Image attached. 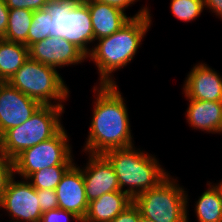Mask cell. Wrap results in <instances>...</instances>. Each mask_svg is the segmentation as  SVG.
Masks as SVG:
<instances>
[{
	"label": "cell",
	"mask_w": 222,
	"mask_h": 222,
	"mask_svg": "<svg viewBox=\"0 0 222 222\" xmlns=\"http://www.w3.org/2000/svg\"><path fill=\"white\" fill-rule=\"evenodd\" d=\"M14 176L13 160L0 152V199L6 191L10 179Z\"/></svg>",
	"instance_id": "24"
},
{
	"label": "cell",
	"mask_w": 222,
	"mask_h": 222,
	"mask_svg": "<svg viewBox=\"0 0 222 222\" xmlns=\"http://www.w3.org/2000/svg\"><path fill=\"white\" fill-rule=\"evenodd\" d=\"M119 84L92 86V118L82 153L103 154L111 149L135 145L126 97Z\"/></svg>",
	"instance_id": "1"
},
{
	"label": "cell",
	"mask_w": 222,
	"mask_h": 222,
	"mask_svg": "<svg viewBox=\"0 0 222 222\" xmlns=\"http://www.w3.org/2000/svg\"><path fill=\"white\" fill-rule=\"evenodd\" d=\"M29 58L59 70L63 67L81 65L87 55L75 44L64 38L47 37L28 47Z\"/></svg>",
	"instance_id": "10"
},
{
	"label": "cell",
	"mask_w": 222,
	"mask_h": 222,
	"mask_svg": "<svg viewBox=\"0 0 222 222\" xmlns=\"http://www.w3.org/2000/svg\"><path fill=\"white\" fill-rule=\"evenodd\" d=\"M206 190L201 192L192 206L197 222H222V196L216 186L207 180Z\"/></svg>",
	"instance_id": "19"
},
{
	"label": "cell",
	"mask_w": 222,
	"mask_h": 222,
	"mask_svg": "<svg viewBox=\"0 0 222 222\" xmlns=\"http://www.w3.org/2000/svg\"><path fill=\"white\" fill-rule=\"evenodd\" d=\"M140 218L141 213L139 208L132 203L111 222H140Z\"/></svg>",
	"instance_id": "28"
},
{
	"label": "cell",
	"mask_w": 222,
	"mask_h": 222,
	"mask_svg": "<svg viewBox=\"0 0 222 222\" xmlns=\"http://www.w3.org/2000/svg\"><path fill=\"white\" fill-rule=\"evenodd\" d=\"M71 166H51L31 174L27 180L36 190L54 189Z\"/></svg>",
	"instance_id": "21"
},
{
	"label": "cell",
	"mask_w": 222,
	"mask_h": 222,
	"mask_svg": "<svg viewBox=\"0 0 222 222\" xmlns=\"http://www.w3.org/2000/svg\"><path fill=\"white\" fill-rule=\"evenodd\" d=\"M9 9H28L37 11L45 8L48 0H4Z\"/></svg>",
	"instance_id": "27"
},
{
	"label": "cell",
	"mask_w": 222,
	"mask_h": 222,
	"mask_svg": "<svg viewBox=\"0 0 222 222\" xmlns=\"http://www.w3.org/2000/svg\"><path fill=\"white\" fill-rule=\"evenodd\" d=\"M88 5L92 20V29L94 33V43L104 37L112 35L122 28L132 17L144 16L151 12V6L145 4L132 16L126 14L122 9L100 3L97 1L88 0L85 2Z\"/></svg>",
	"instance_id": "15"
},
{
	"label": "cell",
	"mask_w": 222,
	"mask_h": 222,
	"mask_svg": "<svg viewBox=\"0 0 222 222\" xmlns=\"http://www.w3.org/2000/svg\"><path fill=\"white\" fill-rule=\"evenodd\" d=\"M151 12L132 17L122 28L108 37L96 40L87 61L95 64L98 80L94 84H117L115 72L133 62L151 28ZM141 45V46H140Z\"/></svg>",
	"instance_id": "2"
},
{
	"label": "cell",
	"mask_w": 222,
	"mask_h": 222,
	"mask_svg": "<svg viewBox=\"0 0 222 222\" xmlns=\"http://www.w3.org/2000/svg\"><path fill=\"white\" fill-rule=\"evenodd\" d=\"M41 104L8 82H0V136L28 120Z\"/></svg>",
	"instance_id": "11"
},
{
	"label": "cell",
	"mask_w": 222,
	"mask_h": 222,
	"mask_svg": "<svg viewBox=\"0 0 222 222\" xmlns=\"http://www.w3.org/2000/svg\"><path fill=\"white\" fill-rule=\"evenodd\" d=\"M75 162L62 176L60 183L55 188L59 208L70 211L78 216L81 221L85 218L89 202L86 198L85 181L81 165Z\"/></svg>",
	"instance_id": "14"
},
{
	"label": "cell",
	"mask_w": 222,
	"mask_h": 222,
	"mask_svg": "<svg viewBox=\"0 0 222 222\" xmlns=\"http://www.w3.org/2000/svg\"><path fill=\"white\" fill-rule=\"evenodd\" d=\"M65 108L41 105L28 120L0 136V152L13 160L23 150L52 138L63 127Z\"/></svg>",
	"instance_id": "4"
},
{
	"label": "cell",
	"mask_w": 222,
	"mask_h": 222,
	"mask_svg": "<svg viewBox=\"0 0 222 222\" xmlns=\"http://www.w3.org/2000/svg\"><path fill=\"white\" fill-rule=\"evenodd\" d=\"M92 1H97L100 3L112 5L126 12L130 7H132L135 4V2L137 3L140 0H92Z\"/></svg>",
	"instance_id": "31"
},
{
	"label": "cell",
	"mask_w": 222,
	"mask_h": 222,
	"mask_svg": "<svg viewBox=\"0 0 222 222\" xmlns=\"http://www.w3.org/2000/svg\"><path fill=\"white\" fill-rule=\"evenodd\" d=\"M178 180L170 174L157 187L137 195L133 203L141 216L154 222H189L190 196Z\"/></svg>",
	"instance_id": "6"
},
{
	"label": "cell",
	"mask_w": 222,
	"mask_h": 222,
	"mask_svg": "<svg viewBox=\"0 0 222 222\" xmlns=\"http://www.w3.org/2000/svg\"><path fill=\"white\" fill-rule=\"evenodd\" d=\"M42 212L59 208L58 197L54 189L36 190Z\"/></svg>",
	"instance_id": "26"
},
{
	"label": "cell",
	"mask_w": 222,
	"mask_h": 222,
	"mask_svg": "<svg viewBox=\"0 0 222 222\" xmlns=\"http://www.w3.org/2000/svg\"><path fill=\"white\" fill-rule=\"evenodd\" d=\"M140 222H154V221L141 216Z\"/></svg>",
	"instance_id": "33"
},
{
	"label": "cell",
	"mask_w": 222,
	"mask_h": 222,
	"mask_svg": "<svg viewBox=\"0 0 222 222\" xmlns=\"http://www.w3.org/2000/svg\"><path fill=\"white\" fill-rule=\"evenodd\" d=\"M185 100L188 101V107L184 115L191 130L222 134V101Z\"/></svg>",
	"instance_id": "16"
},
{
	"label": "cell",
	"mask_w": 222,
	"mask_h": 222,
	"mask_svg": "<svg viewBox=\"0 0 222 222\" xmlns=\"http://www.w3.org/2000/svg\"><path fill=\"white\" fill-rule=\"evenodd\" d=\"M16 179L15 175L10 179L0 199V210L11 219L8 222H40L43 212L36 189L27 179Z\"/></svg>",
	"instance_id": "9"
},
{
	"label": "cell",
	"mask_w": 222,
	"mask_h": 222,
	"mask_svg": "<svg viewBox=\"0 0 222 222\" xmlns=\"http://www.w3.org/2000/svg\"><path fill=\"white\" fill-rule=\"evenodd\" d=\"M28 58L26 45L0 38V82H8Z\"/></svg>",
	"instance_id": "18"
},
{
	"label": "cell",
	"mask_w": 222,
	"mask_h": 222,
	"mask_svg": "<svg viewBox=\"0 0 222 222\" xmlns=\"http://www.w3.org/2000/svg\"><path fill=\"white\" fill-rule=\"evenodd\" d=\"M137 146L111 149L102 155L110 162L117 175L120 191L132 199L157 187L170 175L155 153L151 154Z\"/></svg>",
	"instance_id": "3"
},
{
	"label": "cell",
	"mask_w": 222,
	"mask_h": 222,
	"mask_svg": "<svg viewBox=\"0 0 222 222\" xmlns=\"http://www.w3.org/2000/svg\"><path fill=\"white\" fill-rule=\"evenodd\" d=\"M9 8L4 0H0V38L5 36L8 25Z\"/></svg>",
	"instance_id": "29"
},
{
	"label": "cell",
	"mask_w": 222,
	"mask_h": 222,
	"mask_svg": "<svg viewBox=\"0 0 222 222\" xmlns=\"http://www.w3.org/2000/svg\"><path fill=\"white\" fill-rule=\"evenodd\" d=\"M34 12L28 9H9L6 40L27 46V38Z\"/></svg>",
	"instance_id": "20"
},
{
	"label": "cell",
	"mask_w": 222,
	"mask_h": 222,
	"mask_svg": "<svg viewBox=\"0 0 222 222\" xmlns=\"http://www.w3.org/2000/svg\"><path fill=\"white\" fill-rule=\"evenodd\" d=\"M86 164L81 165L88 202L105 193L120 191L117 175L110 162L102 154H88ZM83 166V167H82Z\"/></svg>",
	"instance_id": "13"
},
{
	"label": "cell",
	"mask_w": 222,
	"mask_h": 222,
	"mask_svg": "<svg viewBox=\"0 0 222 222\" xmlns=\"http://www.w3.org/2000/svg\"><path fill=\"white\" fill-rule=\"evenodd\" d=\"M70 140L63 126L52 138L23 150L13 159L14 175L27 179L34 172L47 167L72 166L76 160Z\"/></svg>",
	"instance_id": "8"
},
{
	"label": "cell",
	"mask_w": 222,
	"mask_h": 222,
	"mask_svg": "<svg viewBox=\"0 0 222 222\" xmlns=\"http://www.w3.org/2000/svg\"><path fill=\"white\" fill-rule=\"evenodd\" d=\"M52 16L43 8L34 11L27 38V47L50 36Z\"/></svg>",
	"instance_id": "23"
},
{
	"label": "cell",
	"mask_w": 222,
	"mask_h": 222,
	"mask_svg": "<svg viewBox=\"0 0 222 222\" xmlns=\"http://www.w3.org/2000/svg\"><path fill=\"white\" fill-rule=\"evenodd\" d=\"M204 10L203 0H170V12L182 23L198 20Z\"/></svg>",
	"instance_id": "22"
},
{
	"label": "cell",
	"mask_w": 222,
	"mask_h": 222,
	"mask_svg": "<svg viewBox=\"0 0 222 222\" xmlns=\"http://www.w3.org/2000/svg\"><path fill=\"white\" fill-rule=\"evenodd\" d=\"M206 62L193 64L183 80L182 94L185 99L222 101V75Z\"/></svg>",
	"instance_id": "12"
},
{
	"label": "cell",
	"mask_w": 222,
	"mask_h": 222,
	"mask_svg": "<svg viewBox=\"0 0 222 222\" xmlns=\"http://www.w3.org/2000/svg\"><path fill=\"white\" fill-rule=\"evenodd\" d=\"M59 70L28 58L8 83L41 105L65 106L70 88Z\"/></svg>",
	"instance_id": "5"
},
{
	"label": "cell",
	"mask_w": 222,
	"mask_h": 222,
	"mask_svg": "<svg viewBox=\"0 0 222 222\" xmlns=\"http://www.w3.org/2000/svg\"><path fill=\"white\" fill-rule=\"evenodd\" d=\"M79 2H86V1H88V0H78Z\"/></svg>",
	"instance_id": "34"
},
{
	"label": "cell",
	"mask_w": 222,
	"mask_h": 222,
	"mask_svg": "<svg viewBox=\"0 0 222 222\" xmlns=\"http://www.w3.org/2000/svg\"><path fill=\"white\" fill-rule=\"evenodd\" d=\"M45 9L52 16L50 36L64 38L88 55L94 45L88 5L78 0H48Z\"/></svg>",
	"instance_id": "7"
},
{
	"label": "cell",
	"mask_w": 222,
	"mask_h": 222,
	"mask_svg": "<svg viewBox=\"0 0 222 222\" xmlns=\"http://www.w3.org/2000/svg\"><path fill=\"white\" fill-rule=\"evenodd\" d=\"M215 186H216V188L220 191V193H221V196H222V179L221 180H219L217 183H214V182H212Z\"/></svg>",
	"instance_id": "32"
},
{
	"label": "cell",
	"mask_w": 222,
	"mask_h": 222,
	"mask_svg": "<svg viewBox=\"0 0 222 222\" xmlns=\"http://www.w3.org/2000/svg\"><path fill=\"white\" fill-rule=\"evenodd\" d=\"M205 5V10L213 13L215 18H219L222 21V0H203Z\"/></svg>",
	"instance_id": "30"
},
{
	"label": "cell",
	"mask_w": 222,
	"mask_h": 222,
	"mask_svg": "<svg viewBox=\"0 0 222 222\" xmlns=\"http://www.w3.org/2000/svg\"><path fill=\"white\" fill-rule=\"evenodd\" d=\"M132 203L133 199L123 191L105 193L89 202L82 222H111Z\"/></svg>",
	"instance_id": "17"
},
{
	"label": "cell",
	"mask_w": 222,
	"mask_h": 222,
	"mask_svg": "<svg viewBox=\"0 0 222 222\" xmlns=\"http://www.w3.org/2000/svg\"><path fill=\"white\" fill-rule=\"evenodd\" d=\"M82 222L74 213L60 208L48 210L42 213L40 222Z\"/></svg>",
	"instance_id": "25"
}]
</instances>
